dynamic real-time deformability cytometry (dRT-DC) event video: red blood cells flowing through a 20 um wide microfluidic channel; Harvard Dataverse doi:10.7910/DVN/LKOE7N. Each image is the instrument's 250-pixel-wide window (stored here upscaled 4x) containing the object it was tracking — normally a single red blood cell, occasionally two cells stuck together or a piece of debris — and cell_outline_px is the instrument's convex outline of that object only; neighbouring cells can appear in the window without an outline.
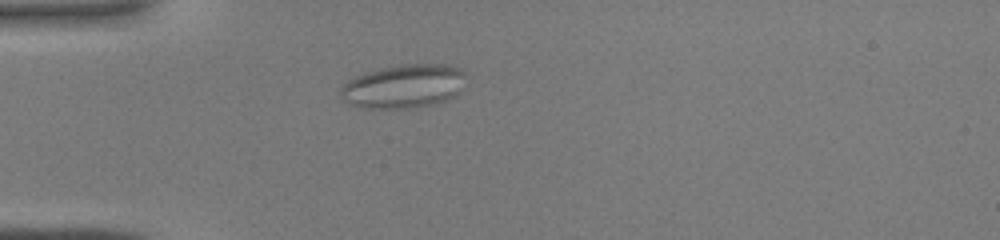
{"species": "common noctule bat (a hibernating species)", "species_latin": "Nyctalus noctula", "temperature_condition": "warm", "stored_images_in_passage": 42, "camera_frame_rate_fps": 3000, "um_per_image_px": 0.085, "animal": {"sex": "male", "body_mass_g": 19.0, "forearm_length_mm": 50.8}, "frame": {"image": 1, "passage_image": 10, "time_ms": 3.0, "image_size_px": [1000, 240], "cell_outline_px": [[464, 72], [456, 96], [432, 104], [416, 108], [360, 108], [348, 104], [340, 96], [340, 88], [348, 80], [364, 72], [380, 68], [404, 64], [448, 64], [460, 68]], "centroid_in_image_um": [34.24, 7.33], "position_along_channel_um": 50.8, "area_um2": 31.85}}
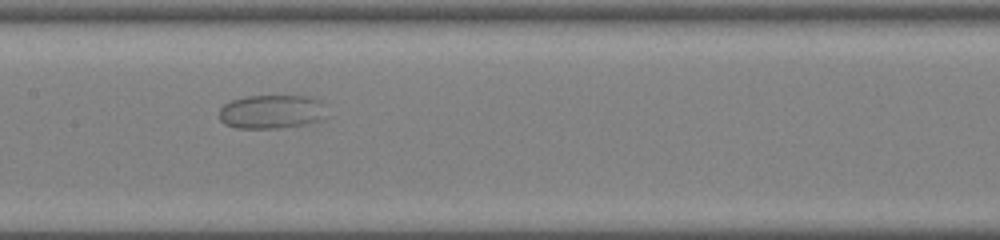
{"frame": {"image": 2, "passage_image": 20, "time_ms": 6.333, "image_size_px": [1000, 240], "cell_outline_px": [[328, 116], [320, 120], [304, 124], [280, 128], [236, 128], [224, 124], [220, 120], [220, 108], [224, 104], [232, 100], [248, 96], [308, 96], [320, 100]], "centroid_in_image_um": [23.09, 9.5], "position_along_channel_um": 184.3, "area_um2": 21.27}}
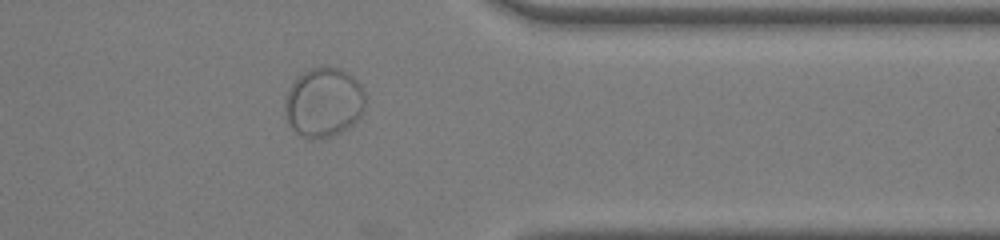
{"frame": {"image": 3, "passage_image": 34, "time_ms": 11.0, "image_size_px": [1000, 240], "cell_outline_px": [[364, 112], [352, 124], [328, 136], [300, 136], [288, 124], [284, 116], [284, 104], [288, 92], [296, 76], [308, 68], [324, 64], [340, 68], [348, 72], [360, 84], [364, 92]], "centroid_in_image_um": [27.49, 8.62], "position_along_channel_um": 383.9, "area_um2": 32.48}}